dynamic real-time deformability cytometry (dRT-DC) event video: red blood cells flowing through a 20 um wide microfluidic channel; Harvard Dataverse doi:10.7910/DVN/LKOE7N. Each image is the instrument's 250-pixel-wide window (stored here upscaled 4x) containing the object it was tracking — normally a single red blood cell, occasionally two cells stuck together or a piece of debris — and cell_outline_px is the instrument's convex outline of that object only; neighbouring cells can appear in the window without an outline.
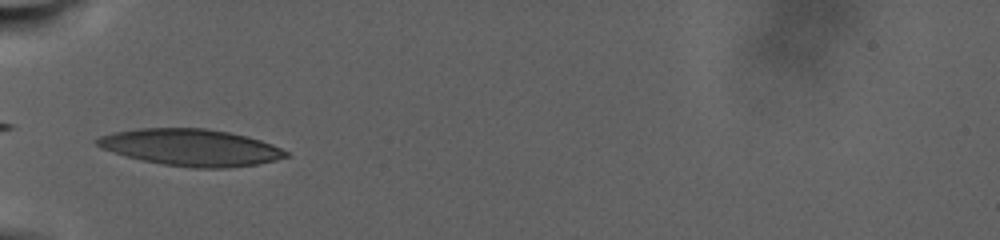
{"species": "human", "species_latin": "Homo sapiens", "temperature_condition": "warm", "stored_images_in_passage": 61, "camera_frame_rate_fps": 3000, "um_per_image_px": 0.085, "donor": {"sex": "male"}, "frame": {"image": 1, "passage_image": 1, "time_ms": 0.0, "image_size_px": [1000, 240], "cell_outline_px": [[292, 156], [276, 160], [256, 164], [228, 168], [192, 168], [164, 164], [144, 160], [112, 152], [100, 148], [92, 140], [100, 136], [112, 132], [136, 128], [204, 128], [228, 132], [248, 136], [272, 144], [288, 152]], "centroid_in_image_um": [16.22, 12.53], "position_along_channel_um": 68.8, "area_um2": 40.58}}
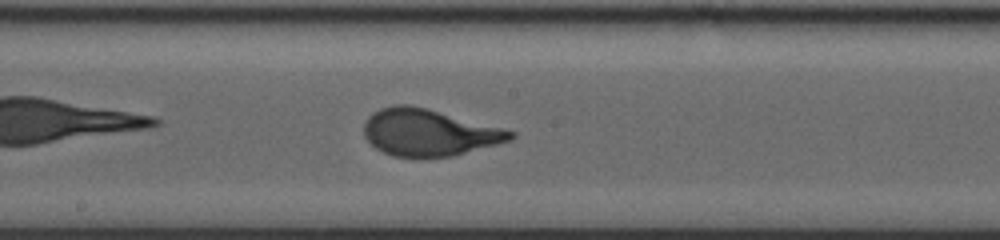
{"frame": {"image": 2, "passage_image": 21, "time_ms": 6.667, "image_size_px": [1000, 240], "cell_outline_px": [[516, 136], [512, 140], [452, 156], [392, 156], [376, 148], [364, 136], [364, 120], [372, 112], [380, 108], [396, 104], [408, 104], [428, 108], [516, 132]], "centroid_in_image_um": [36.43, 11.24], "position_along_channel_um": 211.8, "area_um2": 39.71}}
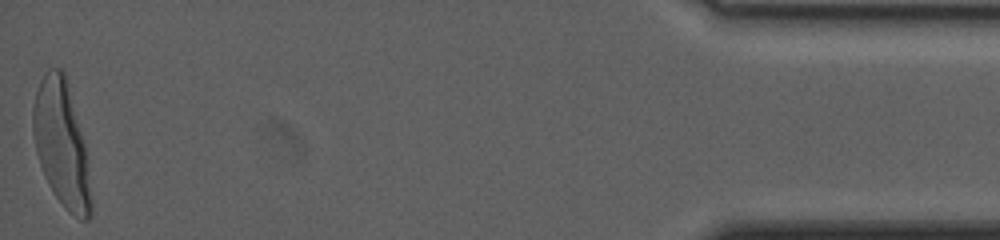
{"frame": {"image": 3, "passage_image": 60, "time_ms": 20.0, "image_size_px": [1000, 240], "cell_outline_px": [[92, 216], [88, 220], [80, 220], [68, 212], [52, 192], [44, 176], [36, 152], [32, 132], [32, 108], [36, 92], [40, 80], [44, 72], [48, 68], [60, 68], [64, 72], [84, 144], [92, 200]], "centroid_in_image_um": [5.2, 12.28], "position_along_channel_um": 430.0, "area_um2": 42.25}, "authors_computed_cell_mechanics": {"area_um2": 39.304, "velocity_mm_per_s": 2.2209, "shape_relaxation_time_tau1_ms": 6.504, "shape_relaxation_time_tau2_ms": null, "deformation_change_tau1": 0.2456, "deformation_change_tau2": null}}